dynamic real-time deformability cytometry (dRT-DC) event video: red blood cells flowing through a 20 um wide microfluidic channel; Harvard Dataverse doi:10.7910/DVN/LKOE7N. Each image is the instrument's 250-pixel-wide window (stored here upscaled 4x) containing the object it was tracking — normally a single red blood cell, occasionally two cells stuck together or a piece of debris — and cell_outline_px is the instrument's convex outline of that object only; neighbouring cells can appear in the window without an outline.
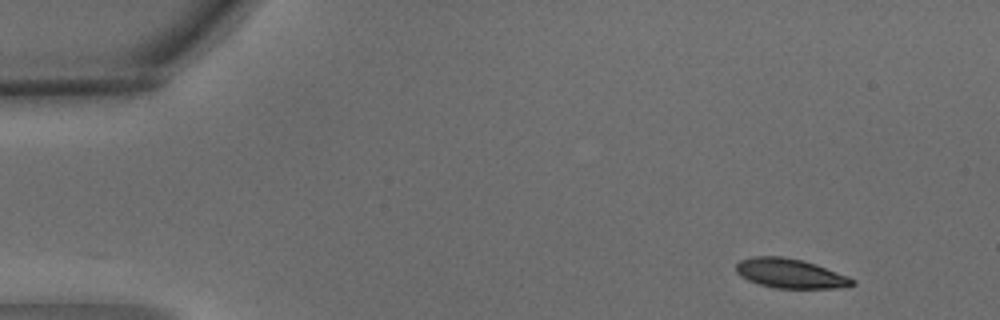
{"species": "common noctule bat (a hibernating species)", "species_latin": "Nyctalus noctula", "temperature_condition": "warm", "stored_images_in_passage": 4, "camera_frame_rate_fps": 3000, "um_per_image_px": 0.085, "animal": {"sex": "male", "body_mass_g": 15.6}, "frame": {"image": 1, "passage_image": 1, "time_ms": 0.0, "image_size_px": [1000, 320], "cell_outline_px": [[856, 284], [844, 288], [776, 288], [760, 284], [748, 280], [740, 276], [736, 272], [736, 264], [740, 260], [752, 256], [780, 256], [804, 260], [816, 264], [848, 276], [856, 280]], "centroid_in_image_um": [67.19, 23.24], "position_along_channel_um": 17.8, "area_um2": 20.11}}
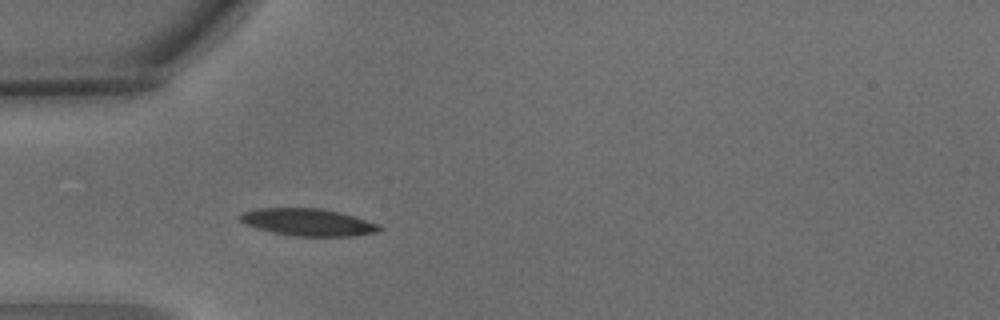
{"frame": {"image": 2, "passage_image": 4, "time_ms": 1.0, "image_size_px": [1000, 320], "cell_outline_px": [[384, 228], [380, 232], [356, 236], [292, 236], [272, 232], [256, 228], [244, 224], [240, 220], [240, 216], [244, 212], [256, 208], [320, 208], [340, 212], [380, 224]], "centroid_in_image_um": [26.23, 18.89], "position_along_channel_um": 58.8, "area_um2": 22.31}}